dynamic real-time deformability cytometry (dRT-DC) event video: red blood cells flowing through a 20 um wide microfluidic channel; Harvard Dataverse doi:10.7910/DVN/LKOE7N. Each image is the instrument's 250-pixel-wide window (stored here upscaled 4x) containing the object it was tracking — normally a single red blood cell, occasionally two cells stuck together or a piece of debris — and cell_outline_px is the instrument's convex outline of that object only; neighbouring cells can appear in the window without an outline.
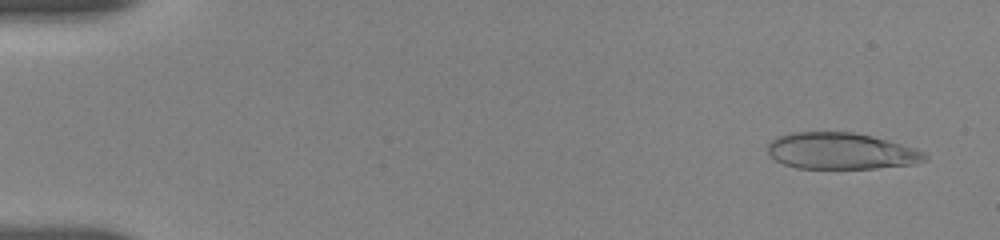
{"species": "human", "species_latin": "Homo sapiens", "temperature_condition": "room temperature", "stored_images_in_passage": 21, "camera_frame_rate_fps": 3000, "um_per_image_px": 0.085, "donor": {"sex": "female"}, "frame": {"image": 1, "passage_image": 2, "time_ms": 0.333, "image_size_px": [1000, 240], "cell_outline_px": [[928, 160], [916, 164], [876, 168], [796, 168], [784, 164], [776, 160], [768, 152], [768, 144], [776, 136], [788, 132], [852, 132], [872, 136], [888, 140], [924, 152], [928, 156]], "centroid_in_image_um": [71.48, 12.84], "position_along_channel_um": 13.5, "area_um2": 33.41}}
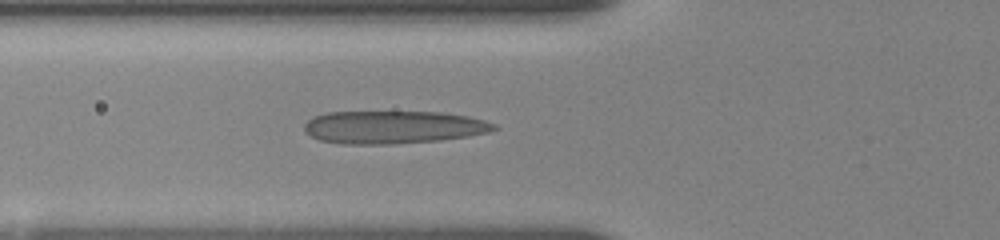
{"frame": {"image": 2, "passage_image": 18, "time_ms": 6.0, "image_size_px": [1000, 240], "cell_outline_px": [[500, 128], [488, 132], [468, 136], [440, 140], [388, 144], [344, 144], [320, 140], [304, 132], [304, 124], [308, 120], [316, 116], [328, 112], [440, 112], [468, 116], [484, 120], [496, 124]], "centroid_in_image_um": [33.44, 10.81], "position_along_channel_um": 92.4, "area_um2": 36.24}}
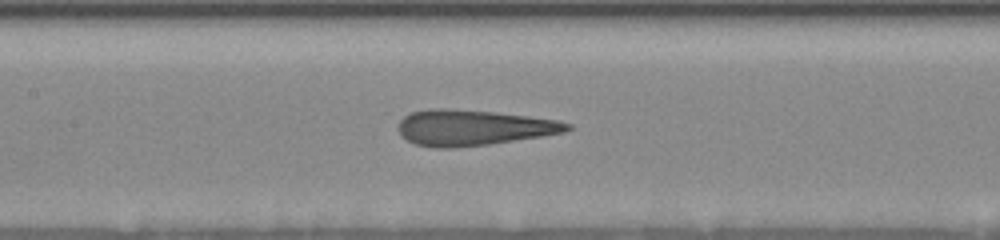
{"frame": {"image": 3, "passage_image": 21, "time_ms": 8.0, "image_size_px": [1000, 240], "cell_outline_px": [[572, 128], [564, 132], [540, 136], [488, 144], [452, 148], [436, 148], [416, 144], [400, 136], [400, 120], [404, 116], [412, 112], [432, 108], [444, 108], [492, 112], [528, 116], [560, 120], [572, 124]], "centroid_in_image_um": [40.23, 10.84], "position_along_channel_um": 167.2, "area_um2": 34.8}}